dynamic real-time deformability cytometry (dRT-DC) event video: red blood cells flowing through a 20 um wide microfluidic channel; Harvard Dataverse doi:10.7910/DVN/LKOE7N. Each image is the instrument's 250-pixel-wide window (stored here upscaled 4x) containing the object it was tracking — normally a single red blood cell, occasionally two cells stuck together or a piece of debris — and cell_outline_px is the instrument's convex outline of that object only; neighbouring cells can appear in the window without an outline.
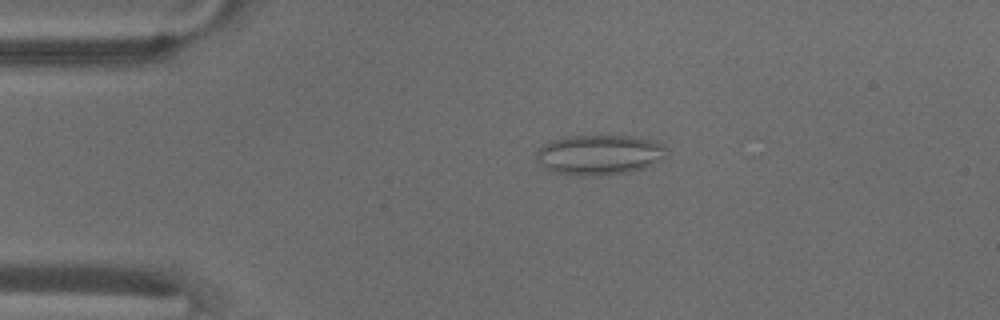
{"species": "common noctule bat (a hibernating species)", "species_latin": "Nyctalus noctula", "temperature_condition": "warm", "stored_images_in_passage": 40, "camera_frame_rate_fps": 3000, "um_per_image_px": 0.085, "animal": {"sex": "male", "body_mass_g": 18.8}, "frame": {"image": 1, "passage_image": 1, "time_ms": 0.0, "image_size_px": [1000, 320], "cell_outline_px": [[664, 156], [656, 164], [644, 168], [628, 172], [600, 176], [576, 176], [552, 172], [544, 168], [540, 164], [536, 156], [536, 152], [544, 144], [552, 140], [568, 136], [636, 136], [656, 140], [664, 144]], "centroid_in_image_um": [50.94, 13.17], "position_along_channel_um": 34.1, "area_um2": 30.75}}
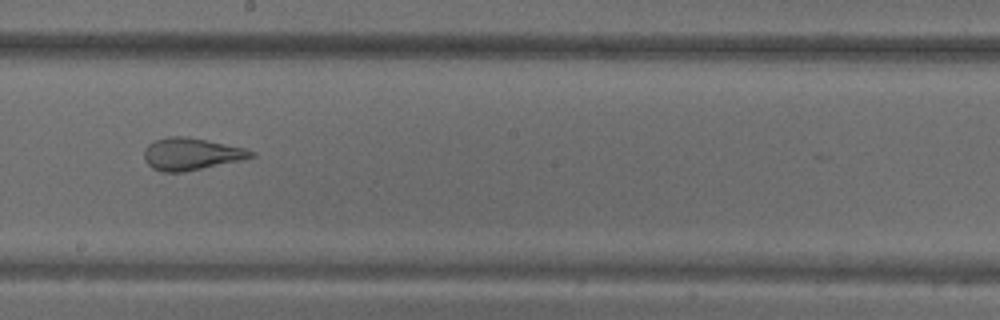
{"frame": {"image": 2, "passage_image": 20, "time_ms": 6.333, "image_size_px": [1000, 320], "cell_outline_px": [[256, 156], [240, 160], [184, 172], [164, 172], [152, 168], [144, 160], [144, 148], [148, 144], [156, 140], [168, 136], [188, 136], [244, 148], [256, 152]], "centroid_in_image_um": [16.23, 13.08], "position_along_channel_um": 232.0, "area_um2": 20.0}}
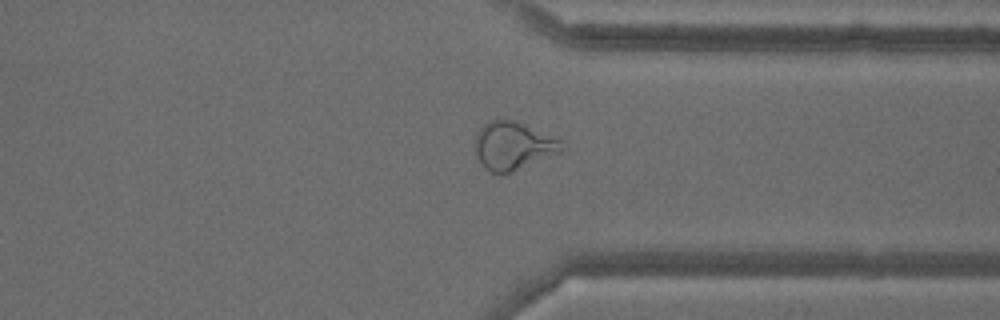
{"frame": {"image": 3, "passage_image": 31, "time_ms": 10.0, "image_size_px": [1000, 320], "cell_outline_px": [[568, 148], [560, 152], [508, 172], [492, 172], [484, 168], [472, 144], [480, 128], [488, 120], [516, 120], [560, 140]], "centroid_in_image_um": [43.6, 12.36], "position_along_channel_um": 367.8, "area_um2": 23.81}, "authors_computed_cell_mechanics": {"area_um2": 22.6287, "velocity_mm_per_s": 3.7267, "shape_relaxation_time_tau1_ms": null, "shape_relaxation_time_tau2_ms": 1.003, "deformation_change_tau1": null, "deformation_change_tau2": 0.095}}